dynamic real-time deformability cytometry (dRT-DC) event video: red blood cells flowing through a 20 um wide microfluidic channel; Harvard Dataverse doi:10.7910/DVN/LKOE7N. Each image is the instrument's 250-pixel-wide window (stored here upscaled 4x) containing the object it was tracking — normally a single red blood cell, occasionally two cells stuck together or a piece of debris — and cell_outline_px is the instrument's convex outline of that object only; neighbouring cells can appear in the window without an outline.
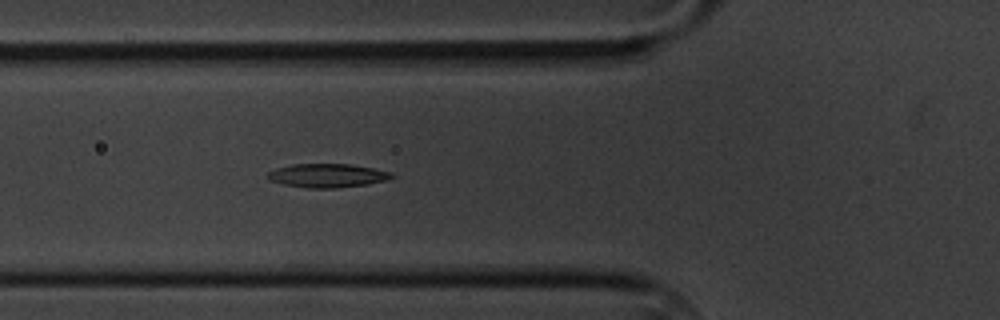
{"species": "common noctule bat (a hibernating species)", "species_latin": "Nyctalus noctula", "temperature_condition": "cold", "stored_images_in_passage": 2, "camera_frame_rate_fps": 3000, "um_per_image_px": 0.085, "animal": {"sex": "male", "body_mass_g": 20.1, "forearm_length_mm": 53.5}, "frame": {"image": 1, "passage_image": 2, "time_ms": 1.0, "image_size_px": [1000, 320], "cell_outline_px": [[396, 176], [384, 180], [368, 184], [336, 188], [308, 188], [284, 184], [268, 180], [268, 172], [276, 168], [292, 164], [348, 164], [372, 168], [392, 172]], "centroid_in_image_um": [27.82, 14.92], "position_along_channel_um": 98.0, "area_um2": 17.05}}